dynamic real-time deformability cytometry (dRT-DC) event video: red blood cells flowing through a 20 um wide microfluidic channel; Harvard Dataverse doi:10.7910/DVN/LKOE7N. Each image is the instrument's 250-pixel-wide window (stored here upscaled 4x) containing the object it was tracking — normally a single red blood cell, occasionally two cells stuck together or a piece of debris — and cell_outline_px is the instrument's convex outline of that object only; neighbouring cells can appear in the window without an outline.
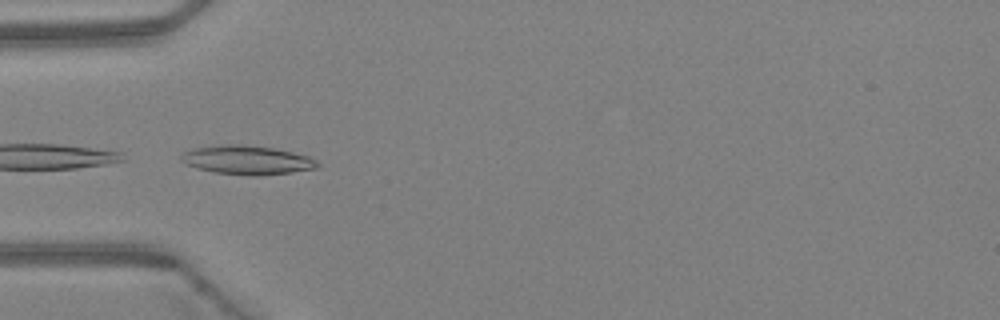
{"species": "Egyptian fruit bat (a non-hibernating species)", "species_latin": "Rousettus aegyptiacus", "temperature_condition": "warm", "stored_images_in_passage": 4, "camera_frame_rate_fps": 3000, "um_per_image_px": 0.085, "animal": {"sex": "female"}, "frame": {"image": 1, "passage_image": 4, "time_ms": 1.0, "image_size_px": [1000, 320], "cell_outline_px": [[320, 164], [316, 168], [292, 172], [260, 176], [252, 176], [216, 172], [196, 168], [184, 164], [180, 160], [180, 156], [184, 152], [196, 148], [224, 144], [240, 144], [272, 148], [292, 152], [308, 156], [316, 160]], "centroid_in_image_um": [20.99, 13.61], "position_along_channel_um": 64.0, "area_um2": 22.89}}